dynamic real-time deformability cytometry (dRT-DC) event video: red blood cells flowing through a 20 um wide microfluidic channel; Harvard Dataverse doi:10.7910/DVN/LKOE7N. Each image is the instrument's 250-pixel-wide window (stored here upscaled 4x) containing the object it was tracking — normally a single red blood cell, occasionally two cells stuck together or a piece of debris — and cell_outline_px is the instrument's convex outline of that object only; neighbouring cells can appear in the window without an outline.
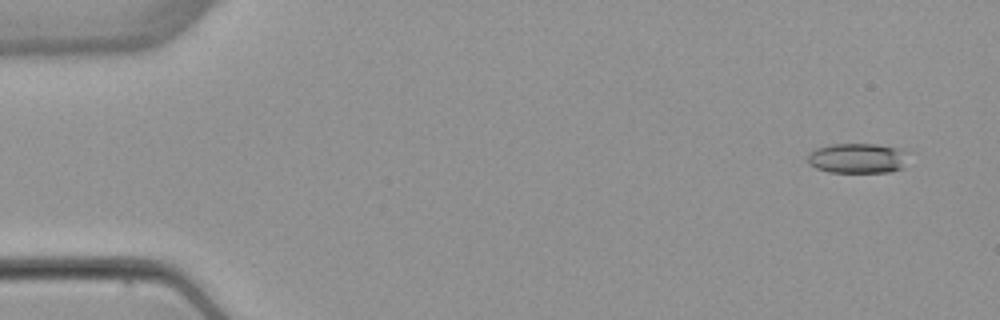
{"species": "common noctule bat (a hibernating species)", "species_latin": "Nyctalus noctula", "temperature_condition": "warm", "stored_images_in_passage": 4, "camera_frame_rate_fps": 3000, "um_per_image_px": 0.085, "animal": {"sex": "female", "body_mass_g": 22.7, "forearm_length_mm": 54.2}, "frame": {"image": 1, "passage_image": 1, "time_ms": 0.0, "image_size_px": [1000, 320], "cell_outline_px": [[908, 152], [904, 168], [888, 172], [828, 172], [816, 168], [808, 164], [808, 152], [816, 148], [832, 144], [876, 144], [900, 148]], "centroid_in_image_um": [72.9, 13.45], "position_along_channel_um": 12.1, "area_um2": 17.86}}
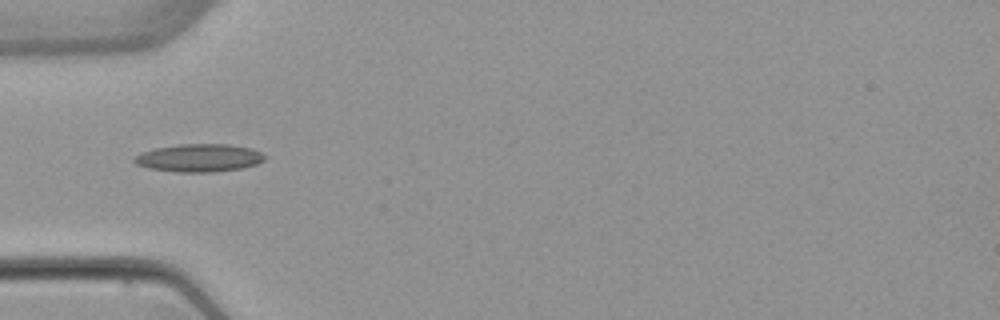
{"frame": {"image": 2, "passage_image": 4, "time_ms": 4.667, "image_size_px": [1000, 320], "cell_outline_px": [[264, 160], [256, 164], [240, 168], [212, 172], [176, 172], [148, 168], [136, 164], [132, 160], [140, 152], [156, 148], [180, 144], [228, 144], [252, 148], [260, 152], [264, 156]], "centroid_in_image_um": [16.89, 13.42], "position_along_channel_um": 68.1, "area_um2": 21.1}}